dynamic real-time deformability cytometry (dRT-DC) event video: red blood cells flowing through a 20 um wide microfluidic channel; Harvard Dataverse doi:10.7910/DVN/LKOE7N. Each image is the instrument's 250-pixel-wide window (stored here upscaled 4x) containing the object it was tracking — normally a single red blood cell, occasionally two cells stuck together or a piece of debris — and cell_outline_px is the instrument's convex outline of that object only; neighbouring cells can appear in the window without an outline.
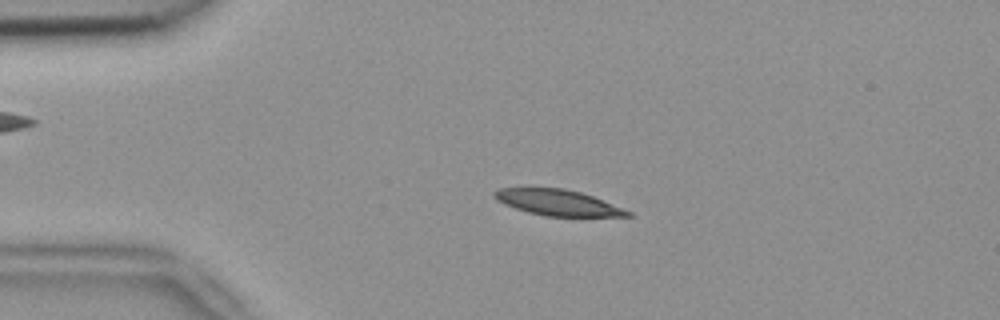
{"species": "common noctule bat (a hibernating species)", "species_latin": "Nyctalus noctula", "temperature_condition": "room temperature", "stored_images_in_passage": 52, "camera_frame_rate_fps": 3000, "um_per_image_px": 0.085, "animal": {"sex": "female", "body_mass_g": 18.4}, "frame": {"image": 1, "passage_image": 11, "time_ms": 3.333, "image_size_px": [1000, 320], "cell_outline_px": [[632, 216], [544, 216], [528, 212], [504, 204], [496, 200], [492, 196], [492, 192], [496, 188], [524, 184], [564, 188], [580, 192], [592, 196], [632, 212]], "centroid_in_image_um": [47.23, 17.15], "position_along_channel_um": 37.8, "area_um2": 20.92}}
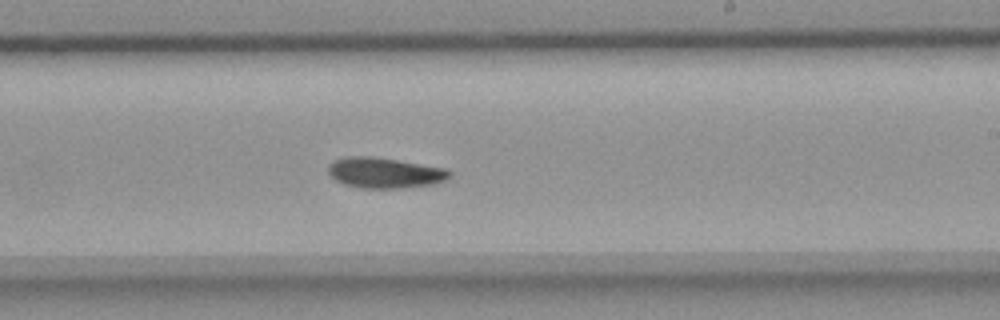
{"frame": {"image": 2, "passage_image": 31, "time_ms": 10.0, "image_size_px": [1000, 320], "cell_outline_px": [[452, 176], [444, 180], [432, 184], [404, 188], [360, 188], [344, 184], [336, 180], [328, 172], [328, 164], [336, 160], [348, 156], [368, 156], [396, 160], [448, 168], [452, 172]], "centroid_in_image_um": [32.72, 14.69], "position_along_channel_um": 256.3, "area_um2": 21.56}}
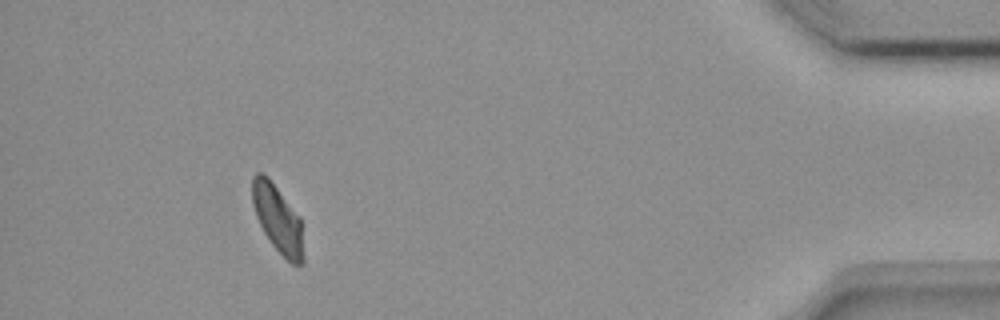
{"frame": {"image": 3, "passage_image": 48, "time_ms": 15.667, "image_size_px": [1000, 320], "cell_outline_px": [[304, 264], [292, 264], [272, 244], [264, 232], [256, 216], [252, 204], [252, 176], [256, 172], [260, 172], [268, 176], [300, 216], [304, 256]], "centroid_in_image_um": [23.61, 18.57], "position_along_channel_um": 411.6, "area_um2": 20.17}, "authors_computed_cell_mechanics": {"area_um2": 21.1548, "velocity_mm_per_s": 3.8023, "shape_relaxation_time_tau1_ms": null, "shape_relaxation_time_tau2_ms": 9.8059, "deformation_change_tau1": null, "deformation_change_tau2": 0.1484}}